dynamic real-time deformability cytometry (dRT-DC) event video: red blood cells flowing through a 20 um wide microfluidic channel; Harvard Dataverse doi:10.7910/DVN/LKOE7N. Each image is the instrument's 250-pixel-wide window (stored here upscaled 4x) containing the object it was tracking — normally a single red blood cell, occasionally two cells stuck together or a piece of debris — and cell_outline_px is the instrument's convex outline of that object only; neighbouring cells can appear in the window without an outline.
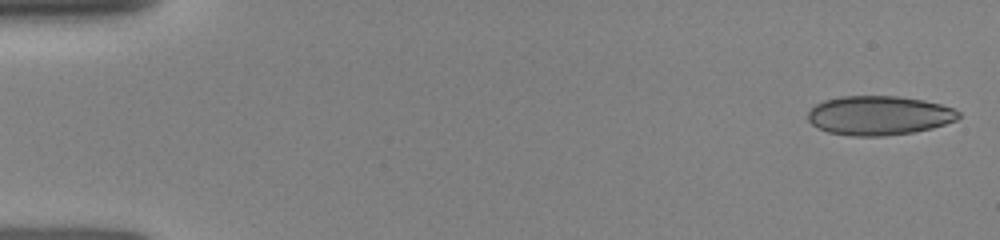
{"species": "human", "species_latin": "Homo sapiens", "temperature_condition": "room temperature", "stored_images_in_passage": 21, "camera_frame_rate_fps": 3000, "um_per_image_px": 0.085, "donor": {"sex": "female"}, "frame": {"image": 1, "passage_image": 1, "time_ms": 0.0, "image_size_px": [1000, 240], "cell_outline_px": [[960, 116], [956, 120], [932, 128], [912, 132], [884, 136], [852, 136], [828, 132], [812, 124], [808, 120], [808, 112], [816, 104], [824, 100], [840, 96], [900, 96], [924, 100], [940, 104], [952, 108], [960, 112]], "centroid_in_image_um": [74.71, 9.81], "position_along_channel_um": 10.3, "area_um2": 34.39}}